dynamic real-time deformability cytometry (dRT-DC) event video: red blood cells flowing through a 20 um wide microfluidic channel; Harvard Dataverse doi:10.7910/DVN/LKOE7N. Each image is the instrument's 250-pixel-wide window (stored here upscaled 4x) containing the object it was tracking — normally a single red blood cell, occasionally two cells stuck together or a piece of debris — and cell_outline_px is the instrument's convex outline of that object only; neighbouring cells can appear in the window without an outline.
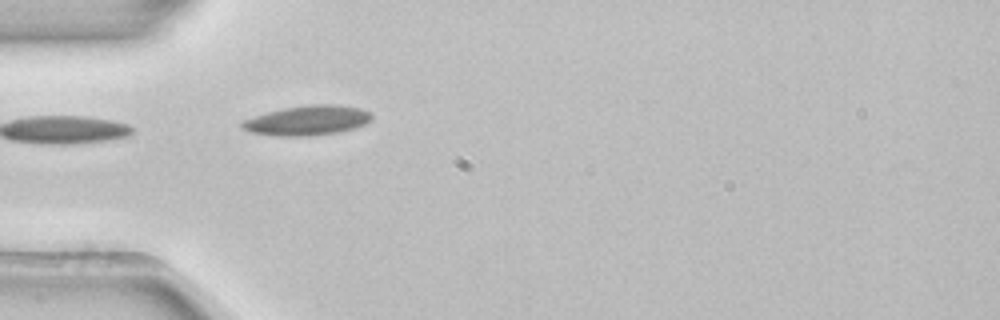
{"species": "common noctule bat (a hibernating species)", "species_latin": "Nyctalus noctula", "temperature_condition": "room temperature", "stored_images_in_passage": 4, "camera_frame_rate_fps": 3000, "um_per_image_px": 0.085, "animal": {"sex": "female", "body_mass_g": 22.7, "forearm_length_mm": 54.2}, "frame": {"image": 1, "passage_image": 4, "time_ms": 1.0, "image_size_px": [1000, 320], "cell_outline_px": [[372, 120], [364, 124], [340, 132], [312, 136], [276, 136], [248, 132], [240, 128], [240, 120], [268, 112], [284, 108], [312, 104], [336, 104], [360, 108], [372, 112]], "centroid_in_image_um": [26.1, 10.24], "position_along_channel_um": 58.9, "area_um2": 22.77}}